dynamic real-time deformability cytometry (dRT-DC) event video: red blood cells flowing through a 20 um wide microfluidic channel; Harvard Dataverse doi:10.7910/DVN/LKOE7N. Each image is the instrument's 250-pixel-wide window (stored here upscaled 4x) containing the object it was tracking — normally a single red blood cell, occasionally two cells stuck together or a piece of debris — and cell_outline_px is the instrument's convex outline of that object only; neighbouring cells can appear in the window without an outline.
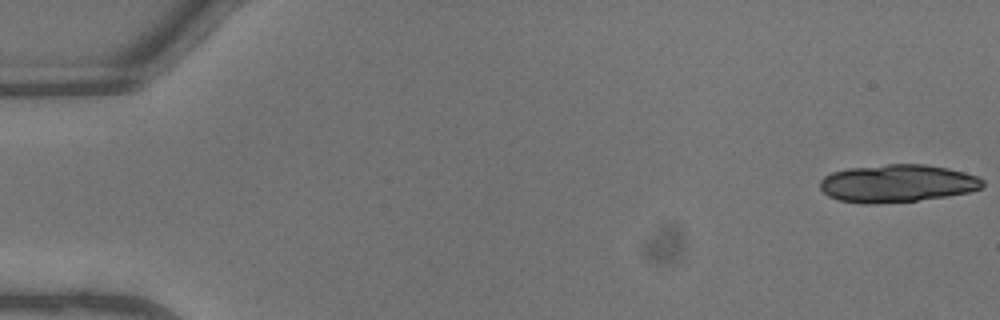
{"species": "common noctule bat (a hibernating species)", "species_latin": "Nyctalus noctula", "temperature_condition": "warm", "stored_images_in_passage": 17, "camera_frame_rate_fps": 3000, "um_per_image_px": 0.085, "animal": {"sex": "male", "body_mass_g": 13.3}, "frame": {"image": 1, "passage_image": 1, "time_ms": 0.0, "image_size_px": [1000, 320], "cell_outline_px": [[984, 184], [980, 188], [968, 192], [948, 196], [916, 200], [876, 204], [860, 204], [840, 200], [828, 196], [820, 188], [820, 180], [824, 176], [832, 172], [848, 168], [888, 164], [924, 164], [948, 168], [964, 172], [976, 176], [984, 180]], "centroid_in_image_um": [76.24, 15.59], "position_along_channel_um": 8.8, "area_um2": 35.78}}
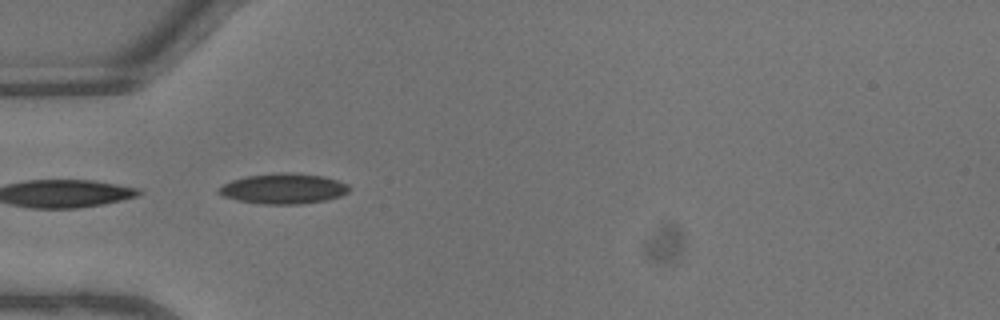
{"frame": {"image": 2, "passage_image": 15, "time_ms": 4.667, "image_size_px": [1000, 320], "cell_outline_px": [[352, 188], [348, 192], [340, 196], [328, 200], [300, 204], [260, 204], [236, 200], [224, 196], [216, 192], [216, 188], [232, 180], [248, 176], [280, 172], [288, 172], [324, 176], [348, 184]], "centroid_in_image_um": [24.1, 16.04], "position_along_channel_um": 60.9, "area_um2": 23.24}}